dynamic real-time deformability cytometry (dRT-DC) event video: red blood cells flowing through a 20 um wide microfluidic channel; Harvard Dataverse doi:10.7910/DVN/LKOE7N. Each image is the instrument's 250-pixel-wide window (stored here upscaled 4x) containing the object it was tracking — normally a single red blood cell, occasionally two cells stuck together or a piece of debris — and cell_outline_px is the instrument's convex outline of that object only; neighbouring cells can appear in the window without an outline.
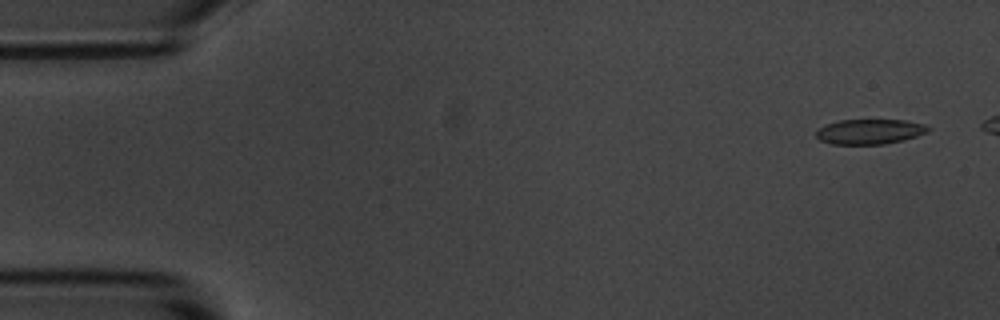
{"species": "common noctule bat (a hibernating species)", "species_latin": "Nyctalus noctula", "temperature_condition": "room temperature", "stored_images_in_passage": 12, "camera_frame_rate_fps": 3000, "um_per_image_px": 0.085, "animal": {"sex": "male", "body_mass_g": 20.1, "forearm_length_mm": 53.5}, "frame": {"image": 1, "passage_image": 3, "time_ms": 0.667, "image_size_px": [1000, 320], "cell_outline_px": [[932, 128], [928, 132], [904, 140], [884, 144], [832, 144], [820, 140], [816, 136], [816, 128], [824, 124], [840, 120], [904, 120], [924, 124]], "centroid_in_image_um": [73.91, 11.18], "position_along_channel_um": 11.1, "area_um2": 16.47}}